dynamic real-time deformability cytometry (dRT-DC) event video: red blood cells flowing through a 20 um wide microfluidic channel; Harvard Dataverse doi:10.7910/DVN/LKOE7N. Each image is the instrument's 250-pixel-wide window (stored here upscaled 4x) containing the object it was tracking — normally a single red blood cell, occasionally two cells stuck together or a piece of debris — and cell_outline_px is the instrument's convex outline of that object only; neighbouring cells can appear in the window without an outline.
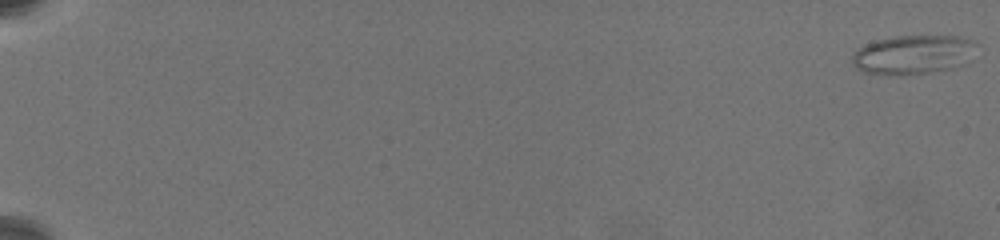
{"species": "common noctule bat (a hibernating species)", "species_latin": "Nyctalus noctula", "temperature_condition": "warm", "stored_images_in_passage": 73, "camera_frame_rate_fps": 3000, "um_per_image_px": 0.085, "animal": {"sex": "female", "body_mass_g": 19.5, "forearm_length_mm": 54.1}, "frame": {"image": 1, "passage_image": 1, "time_ms": 0.0, "image_size_px": [1000, 240], "cell_outline_px": [[980, 44], [948, 68], [900, 76], [888, 76], [864, 72], [856, 68], [852, 64], [852, 56], [864, 44], [876, 40], [896, 36], [960, 36], [976, 40]], "centroid_in_image_um": [77.48, 4.62], "position_along_channel_um": 7.5, "area_um2": 27.57}}
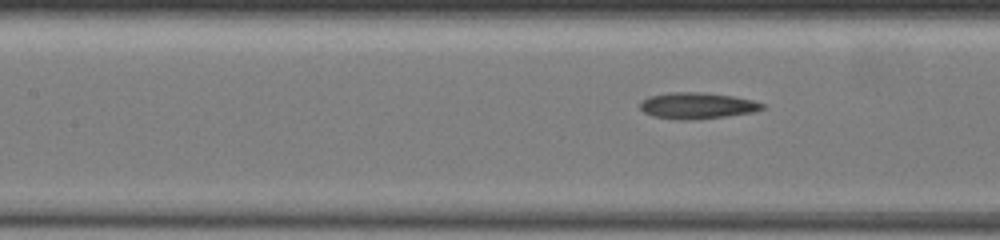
{"frame": {"image": 2, "passage_image": 47, "time_ms": 10.667, "image_size_px": [1000, 240], "cell_outline_px": [[764, 108], [752, 112], [724, 116], [692, 120], [672, 120], [652, 116], [644, 112], [640, 108], [640, 104], [648, 96], [672, 92], [696, 92], [732, 96], [752, 100], [764, 104]], "centroid_in_image_um": [59.2, 8.99], "position_along_channel_um": 148.2, "area_um2": 18.55}}
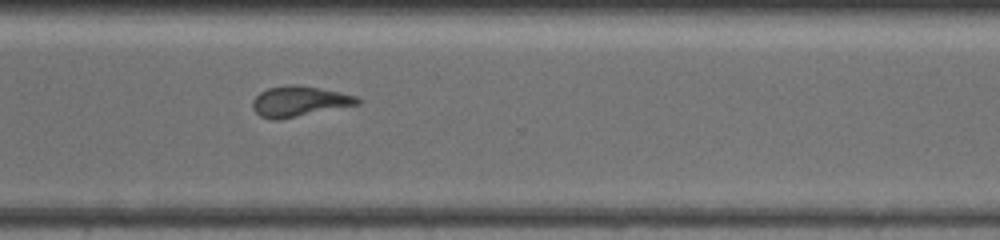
{"frame": {"image": 3, "passage_image": 72, "time_ms": 16.333, "image_size_px": [1000, 240], "cell_outline_px": [[360, 104], [280, 120], [272, 120], [260, 116], [252, 108], [252, 100], [260, 92], [268, 88], [288, 84], [296, 84], [320, 88], [340, 92], [356, 96], [360, 100]], "centroid_in_image_um": [25.42, 8.62], "position_along_channel_um": 345.2, "area_um2": 18.73}}